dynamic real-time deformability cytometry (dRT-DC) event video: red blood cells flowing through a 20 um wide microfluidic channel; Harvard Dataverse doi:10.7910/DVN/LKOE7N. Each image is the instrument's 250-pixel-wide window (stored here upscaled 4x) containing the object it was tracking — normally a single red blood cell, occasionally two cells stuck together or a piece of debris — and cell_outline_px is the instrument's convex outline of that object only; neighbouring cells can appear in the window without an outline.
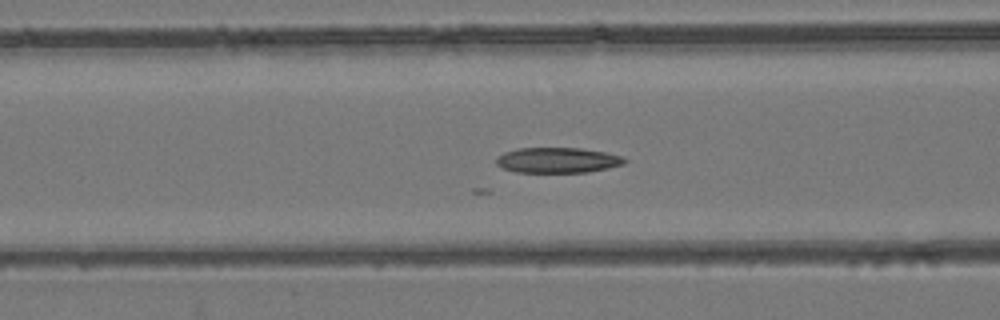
{"species": "common noctule bat (a hibernating species)", "species_latin": "Nyctalus noctula", "temperature_condition": "room temperature", "stored_images_in_passage": 55, "camera_frame_rate_fps": 3000, "um_per_image_px": 0.085, "animal": {"sex": "female", "body_mass_g": 24.6, "forearm_length_mm": 56.2}, "frame": {"image": 1, "passage_image": 22, "time_ms": 7.0, "image_size_px": [1000, 320], "cell_outline_px": [[628, 160], [624, 164], [608, 168], [588, 172], [516, 172], [500, 168], [496, 164], [496, 156], [504, 152], [516, 148], [580, 148], [604, 152], [620, 156]], "centroid_in_image_um": [47.34, 13.62], "position_along_channel_um": 119.3, "area_um2": 19.07}}
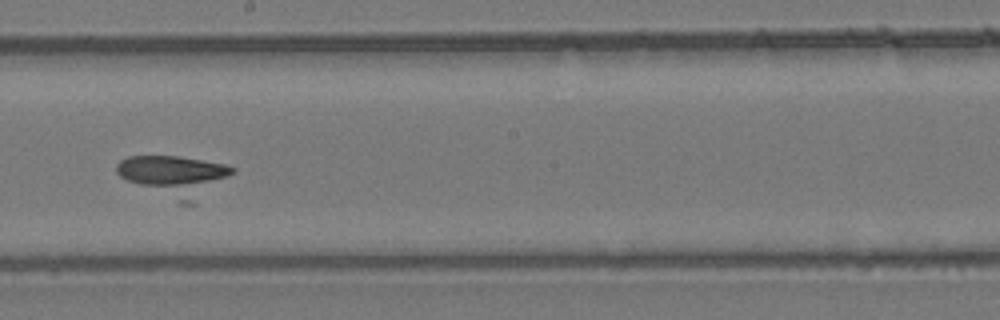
{"frame": {"image": 2, "passage_image": 31, "time_ms": 10.0, "image_size_px": [1000, 320], "cell_outline_px": [[236, 172], [196, 204], [180, 204], [128, 180], [120, 176], [116, 172], [116, 164], [120, 160], [128, 156], [176, 156], [224, 164], [236, 168]], "centroid_in_image_um": [14.89, 14.97], "position_along_channel_um": 233.3, "area_um2": 27.57}}
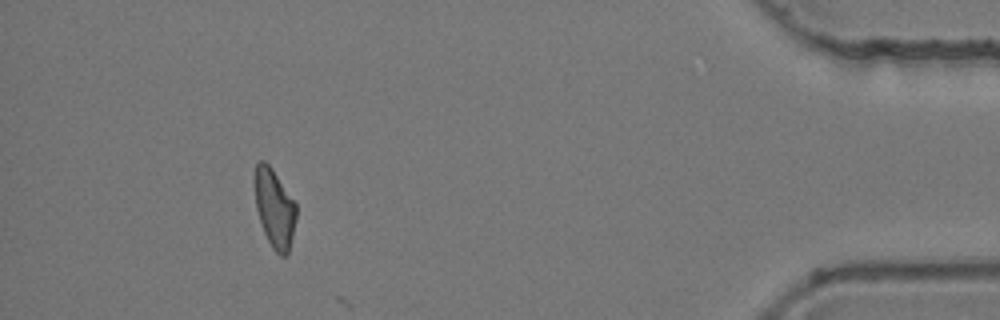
{"frame": {"image": 3, "passage_image": 50, "time_ms": 16.333, "image_size_px": [1000, 320], "cell_outline_px": [[296, 220], [288, 252], [284, 256], [280, 256], [272, 248], [264, 232], [256, 208], [252, 184], [252, 180], [256, 164], [260, 160], [264, 160], [272, 168], [296, 204]], "centroid_in_image_um": [23.29, 17.65], "position_along_channel_um": 411.9, "area_um2": 19.19}}